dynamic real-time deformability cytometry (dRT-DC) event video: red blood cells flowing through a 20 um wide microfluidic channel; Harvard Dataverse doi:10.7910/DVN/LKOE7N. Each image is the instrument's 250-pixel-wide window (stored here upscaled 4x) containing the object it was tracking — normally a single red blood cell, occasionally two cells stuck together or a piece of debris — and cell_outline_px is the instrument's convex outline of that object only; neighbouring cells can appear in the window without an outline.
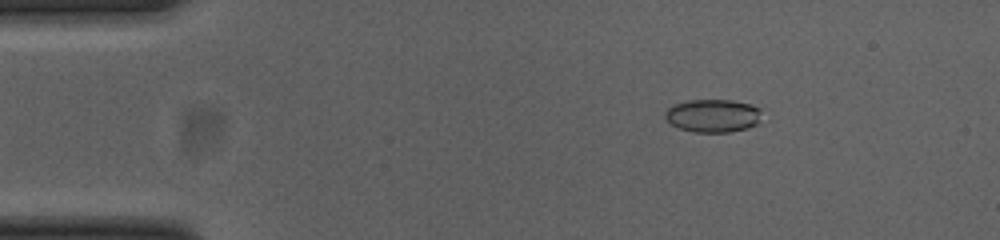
{"species": "common noctule bat (a hibernating species)", "species_latin": "Nyctalus noctula", "temperature_condition": "cold", "stored_images_in_passage": 47, "camera_frame_rate_fps": 3000, "um_per_image_px": 0.085, "animal": {"sex": "female", "body_mass_g": 23.0, "forearm_length_mm": 53.4}, "frame": {"image": 1, "passage_image": 2, "time_ms": 0.333, "image_size_px": [1000, 240], "cell_outline_px": [[760, 108], [756, 124], [748, 128], [728, 132], [692, 132], [680, 128], [672, 124], [664, 116], [664, 112], [672, 104], [688, 100], [732, 100], [752, 104]], "centroid_in_image_um": [60.56, 9.82], "position_along_channel_um": 24.4, "area_um2": 18.55}}
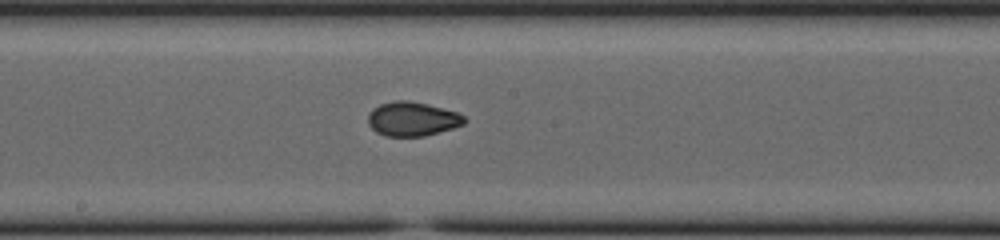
{"frame": {"image": 2, "passage_image": 22, "time_ms": 7.0, "image_size_px": [1000, 240], "cell_outline_px": [[468, 120], [464, 124], [452, 128], [424, 136], [388, 136], [376, 132], [368, 124], [368, 112], [372, 108], [380, 104], [396, 100], [408, 100], [428, 104], [456, 112], [464, 116]], "centroid_in_image_um": [35.03, 10.1], "position_along_channel_um": 213.2, "area_um2": 19.19}}
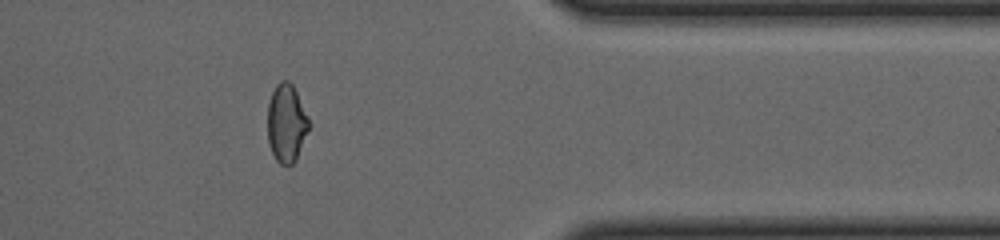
{"frame": {"image": 3, "passage_image": 37, "time_ms": 12.0, "image_size_px": [1000, 240], "cell_outline_px": [[308, 128], [296, 160], [292, 164], [280, 164], [276, 160], [268, 144], [268, 104], [272, 92], [276, 84], [280, 80], [288, 80], [292, 84], [308, 116]], "centroid_in_image_um": [24.32, 10.46], "position_along_channel_um": 387.1, "area_um2": 18.55}, "authors_computed_cell_mechanics": {"area_um2": 18.9584, "velocity_mm_per_s": 3.8624, "shape_relaxation_time_tau1_ms": null, "shape_relaxation_time_tau2_ms": 1.2305, "deformation_change_tau1": null, "deformation_change_tau2": 0.0461}}